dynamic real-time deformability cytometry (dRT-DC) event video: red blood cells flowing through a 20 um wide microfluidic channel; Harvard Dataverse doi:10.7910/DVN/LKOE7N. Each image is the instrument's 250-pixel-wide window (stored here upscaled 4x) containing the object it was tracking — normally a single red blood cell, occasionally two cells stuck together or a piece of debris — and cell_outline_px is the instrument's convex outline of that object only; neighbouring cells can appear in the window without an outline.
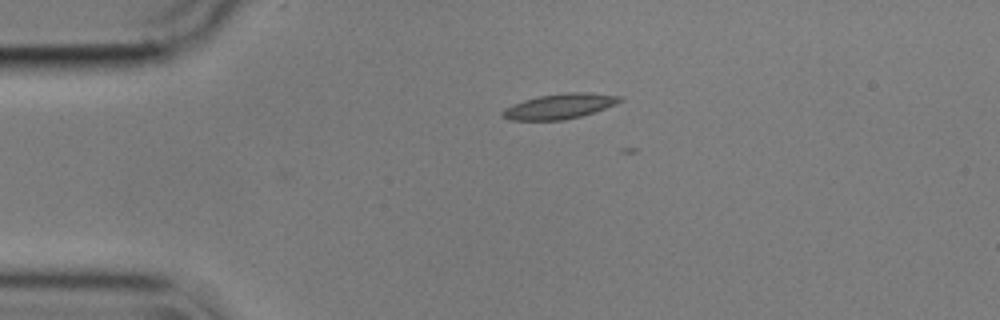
{"species": "common noctule bat (a hibernating species)", "species_latin": "Nyctalus noctula", "temperature_condition": "cold", "stored_images_in_passage": 5, "camera_frame_rate_fps": 3000, "um_per_image_px": 0.085, "animal": {"sex": "male", "body_mass_g": 17.9}, "frame": {"image": 1, "passage_image": 1, "time_ms": 0.0, "image_size_px": [1000, 320], "cell_outline_px": [[624, 100], [616, 104], [580, 116], [564, 120], [512, 120], [504, 116], [500, 112], [504, 108], [512, 104], [524, 100], [540, 96], [564, 92], [588, 92], [624, 96]], "centroid_in_image_um": [47.59, 9.02], "position_along_channel_um": 37.4, "area_um2": 17.17}}